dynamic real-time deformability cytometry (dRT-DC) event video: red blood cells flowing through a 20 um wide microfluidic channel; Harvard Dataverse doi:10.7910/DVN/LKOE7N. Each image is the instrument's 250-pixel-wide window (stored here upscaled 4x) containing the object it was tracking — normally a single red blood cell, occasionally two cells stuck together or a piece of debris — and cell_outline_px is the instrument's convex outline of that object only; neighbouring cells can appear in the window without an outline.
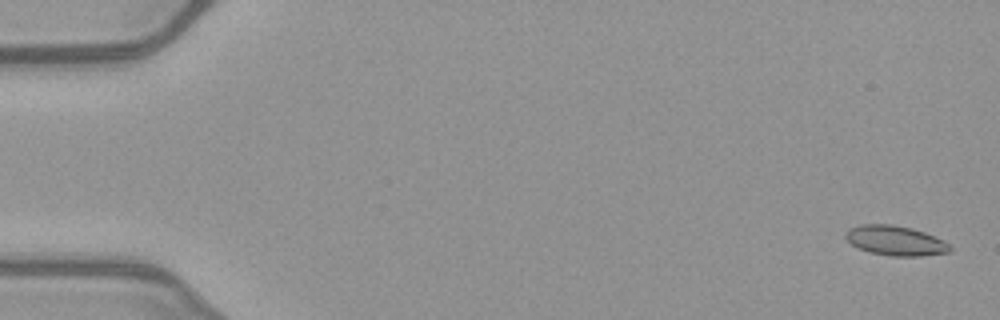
{"species": "common noctule bat (a hibernating species)", "species_latin": "Nyctalus noctula", "temperature_condition": "warm", "stored_images_in_passage": 52, "camera_frame_rate_fps": 3000, "um_per_image_px": 0.085, "animal": {"sex": "female", "body_mass_g": 21.9}, "frame": {"image": 1, "passage_image": 2, "time_ms": 0.333, "image_size_px": [1000, 320], "cell_outline_px": [[952, 248], [948, 252], [920, 256], [892, 256], [868, 252], [852, 244], [844, 236], [848, 228], [860, 224], [892, 224], [912, 228], [924, 232], [944, 240]], "centroid_in_image_um": [76.09, 20.44], "position_along_channel_um": 8.9, "area_um2": 18.09}}
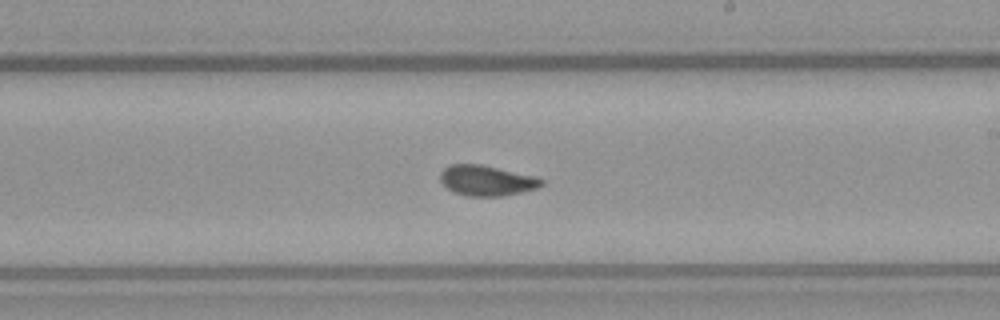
{"frame": {"image": 2, "passage_image": 31, "time_ms": 10.0, "image_size_px": [1000, 320], "cell_outline_px": [[544, 184], [536, 188], [504, 196], [468, 196], [452, 192], [440, 180], [440, 172], [448, 164], [480, 164], [536, 176], [544, 180]], "centroid_in_image_um": [41.35, 15.34], "position_along_channel_um": 247.6, "area_um2": 17.98}}
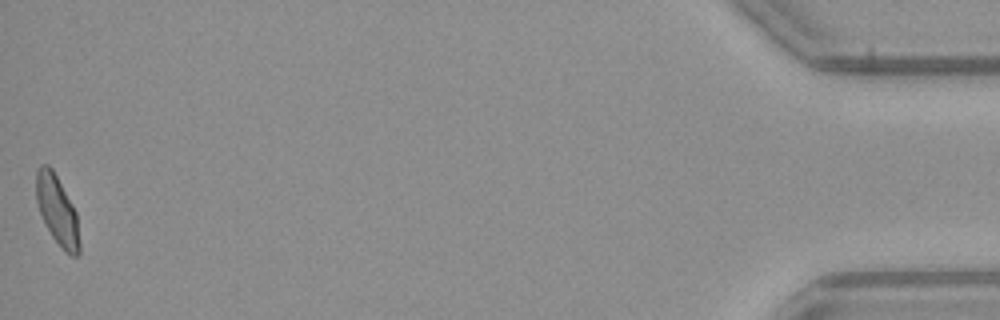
{"frame": {"image": 3, "passage_image": 52, "time_ms": 17.0, "image_size_px": [1000, 320], "cell_outline_px": [[80, 252], [76, 256], [72, 256], [64, 252], [52, 236], [40, 212], [36, 200], [36, 168], [40, 164], [48, 164], [52, 168], [72, 204], [76, 212], [80, 244]], "centroid_in_image_um": [4.86, 17.87], "position_along_channel_um": 430.3, "area_um2": 17.4}, "authors_computed_cell_mechanics": {"area_um2": 18.0047, "velocity_mm_per_s": 4.0353, "shape_relaxation_time_tau1_ms": null, "shape_relaxation_time_tau2_ms": 1.1573, "deformation_change_tau1": null, "deformation_change_tau2": 0.0536}}